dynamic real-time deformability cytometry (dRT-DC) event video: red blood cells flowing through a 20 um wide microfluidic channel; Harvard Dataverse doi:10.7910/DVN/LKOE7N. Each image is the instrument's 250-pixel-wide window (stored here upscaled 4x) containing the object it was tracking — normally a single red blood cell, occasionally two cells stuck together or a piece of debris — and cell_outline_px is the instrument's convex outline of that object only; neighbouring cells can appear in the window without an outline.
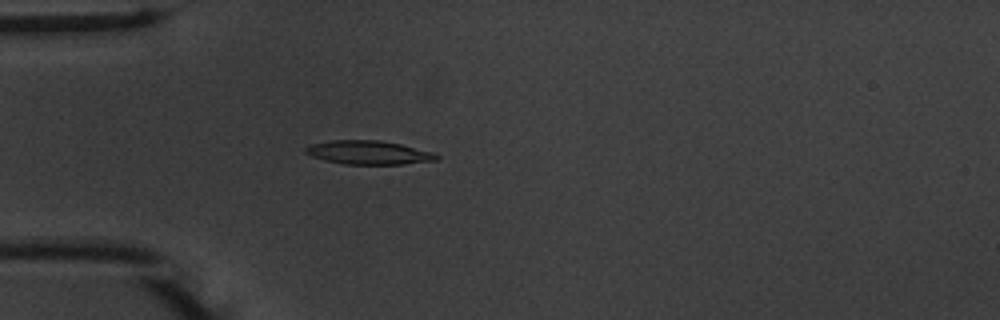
{"species": "common noctule bat (a hibernating species)", "species_latin": "Nyctalus noctula", "temperature_condition": "warm", "stored_images_in_passage": 47, "camera_frame_rate_fps": 3000, "um_per_image_px": 0.085, "animal": {"sex": "male", "body_mass_g": 20.1, "forearm_length_mm": 53.5}, "frame": {"image": 1, "passage_image": 9, "time_ms": 2.667, "image_size_px": [1000, 320], "cell_outline_px": [[440, 156], [436, 160], [404, 164], [344, 164], [324, 160], [312, 156], [304, 152], [304, 148], [308, 144], [332, 140], [380, 140], [400, 144], [432, 152]], "centroid_in_image_um": [31.28, 12.96], "position_along_channel_um": 53.7, "area_um2": 18.09}}
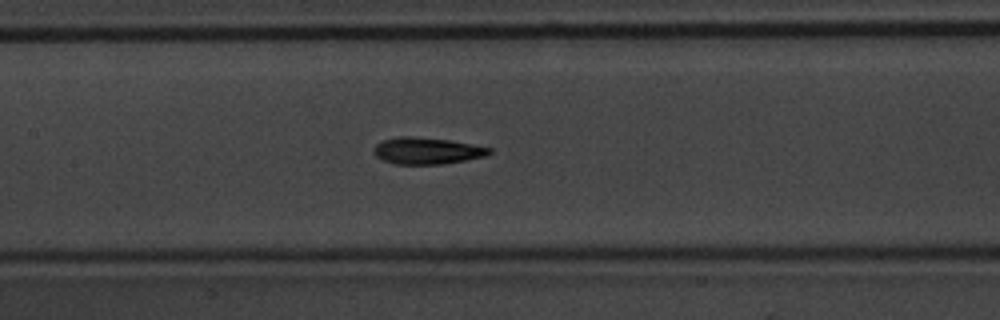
{"frame": {"image": 2, "passage_image": 19, "time_ms": 6.0, "image_size_px": [1000, 320], "cell_outline_px": [[492, 152], [484, 156], [444, 164], [396, 164], [384, 160], [376, 156], [372, 152], [372, 148], [376, 144], [384, 140], [400, 136], [412, 136], [448, 140], [472, 144], [492, 148]], "centroid_in_image_um": [36.27, 12.81], "position_along_channel_um": 171.1, "area_um2": 17.86}}
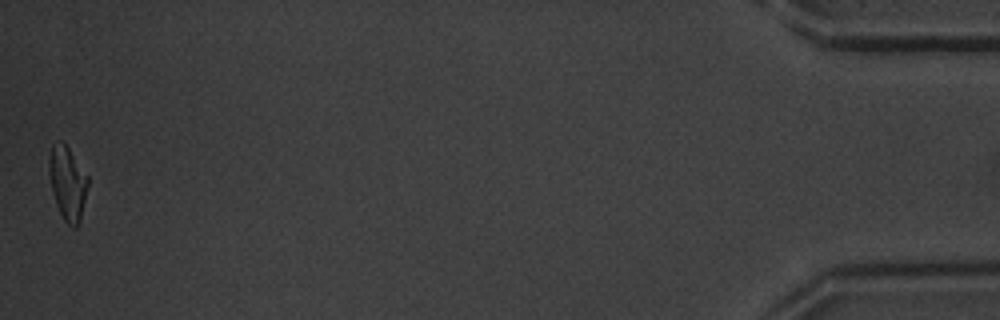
{"frame": {"image": 3, "passage_image": 47, "time_ms": 15.333, "image_size_px": [1000, 320], "cell_outline_px": [[88, 184], [80, 224], [76, 228], [72, 228], [64, 220], [56, 204], [52, 188], [48, 168], [48, 160], [52, 144], [60, 140], [68, 148], [88, 176]], "centroid_in_image_um": [5.75, 15.59], "position_along_channel_um": 429.5, "area_um2": 16.59}, "authors_computed_cell_mechanics": {"area_um2": 17.4556, "velocity_mm_per_s": 3.75, "shape_relaxation_time_tau1_ms": 2.2275, "shape_relaxation_time_tau2_ms": 1.8686, "deformation_change_tau1": 0.1645, "deformation_change_tau2": 0.0986}}